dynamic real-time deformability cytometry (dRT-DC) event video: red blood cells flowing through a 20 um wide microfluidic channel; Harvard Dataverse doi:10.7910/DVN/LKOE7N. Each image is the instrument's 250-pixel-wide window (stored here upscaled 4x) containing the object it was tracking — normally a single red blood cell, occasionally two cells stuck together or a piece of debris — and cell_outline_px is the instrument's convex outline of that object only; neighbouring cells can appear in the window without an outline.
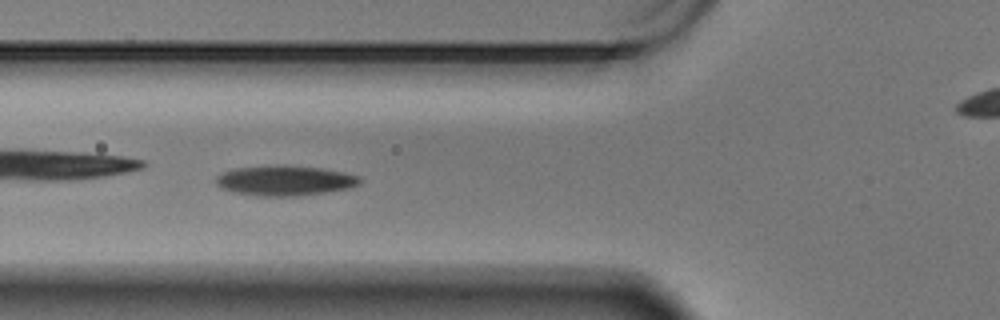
{"species": "Egyptian fruit bat (a non-hibernating species)", "species_latin": "Rousettus aegyptiacus", "temperature_condition": "warm", "stored_images_in_passage": 60, "camera_frame_rate_fps": 3000, "um_per_image_px": 0.085, "animal": {"sex": "male"}, "frame": {"image": 1, "passage_image": 22, "time_ms": 7.0, "image_size_px": [1000, 320], "cell_outline_px": [[360, 184], [348, 188], [324, 192], [296, 196], [256, 196], [232, 192], [220, 188], [216, 184], [216, 176], [224, 172], [236, 168], [320, 168], [344, 172], [360, 176]], "centroid_in_image_um": [24.21, 15.4], "position_along_channel_um": 101.6, "area_um2": 24.1}}
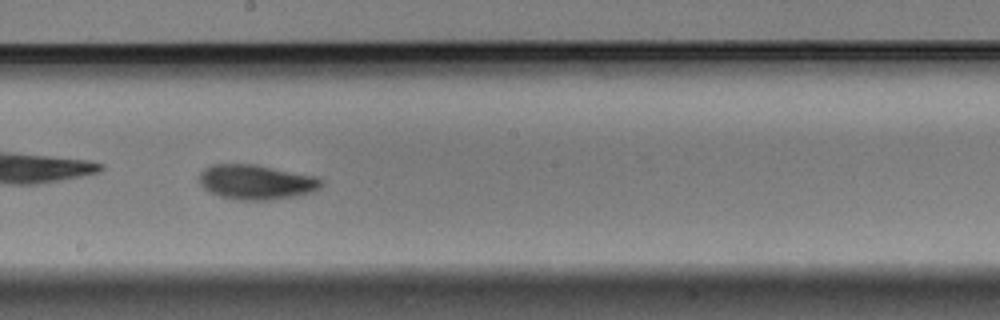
{"frame": {"image": 2, "passage_image": 33, "time_ms": 10.667, "image_size_px": [1000, 320], "cell_outline_px": [[324, 184], [320, 188], [312, 192], [272, 200], [236, 200], [220, 196], [204, 188], [200, 184], [200, 172], [204, 168], [212, 164], [256, 164], [316, 176], [324, 180]], "centroid_in_image_um": [21.8, 15.47], "position_along_channel_um": 226.4, "area_um2": 24.85}}
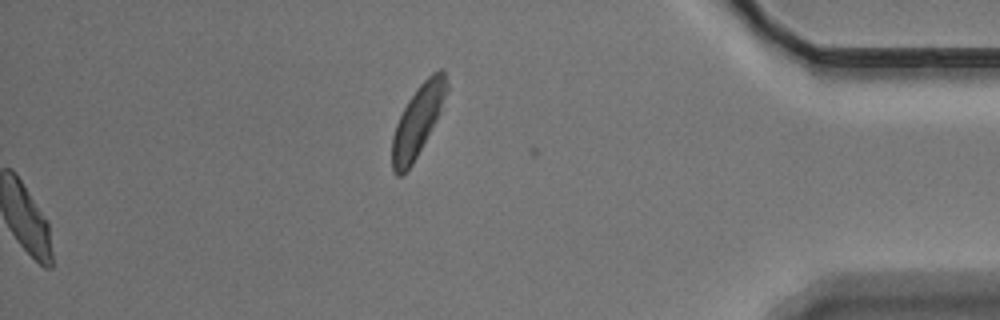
{"frame": {"image": 3, "passage_image": 60, "time_ms": 19.667, "image_size_px": [1000, 320], "cell_outline_px": [[448, 92], [440, 112], [436, 120], [412, 164], [400, 176], [396, 176], [392, 172], [392, 136], [396, 124], [408, 100], [416, 88], [432, 72], [440, 68], [444, 68], [448, 84]], "centroid_in_image_um": [35.52, 10.21], "position_along_channel_um": 399.7, "area_um2": 22.37}, "authors_computed_cell_mechanics": {"area_um2": 23.0911, "velocity_mm_per_s": 3.3976, "shape_relaxation_time_tau1_ms": 3.3701, "shape_relaxation_time_tau2_ms": 3.1116, "deformation_change_tau1": 0.146, "deformation_change_tau2": 0.0719}}